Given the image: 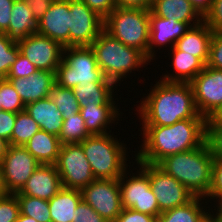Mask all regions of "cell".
I'll use <instances>...</instances> for the list:
<instances>
[{
    "label": "cell",
    "instance_id": "1",
    "mask_svg": "<svg viewBox=\"0 0 222 222\" xmlns=\"http://www.w3.org/2000/svg\"><path fill=\"white\" fill-rule=\"evenodd\" d=\"M207 119H185L170 126H142L143 143L132 158L135 162L157 165L167 156L202 146ZM140 148V149H139Z\"/></svg>",
    "mask_w": 222,
    "mask_h": 222
},
{
    "label": "cell",
    "instance_id": "2",
    "mask_svg": "<svg viewBox=\"0 0 222 222\" xmlns=\"http://www.w3.org/2000/svg\"><path fill=\"white\" fill-rule=\"evenodd\" d=\"M155 83L135 108L142 126H170L185 119H206L196 109L190 83L161 79Z\"/></svg>",
    "mask_w": 222,
    "mask_h": 222
},
{
    "label": "cell",
    "instance_id": "3",
    "mask_svg": "<svg viewBox=\"0 0 222 222\" xmlns=\"http://www.w3.org/2000/svg\"><path fill=\"white\" fill-rule=\"evenodd\" d=\"M213 160L205 142L198 148L167 156L157 166L183 184L193 196L205 198L212 183Z\"/></svg>",
    "mask_w": 222,
    "mask_h": 222
},
{
    "label": "cell",
    "instance_id": "4",
    "mask_svg": "<svg viewBox=\"0 0 222 222\" xmlns=\"http://www.w3.org/2000/svg\"><path fill=\"white\" fill-rule=\"evenodd\" d=\"M90 46L105 78L116 86H120V82L124 81L121 79L127 78L132 71H139V68H145L151 62L141 51L124 45L105 30Z\"/></svg>",
    "mask_w": 222,
    "mask_h": 222
},
{
    "label": "cell",
    "instance_id": "5",
    "mask_svg": "<svg viewBox=\"0 0 222 222\" xmlns=\"http://www.w3.org/2000/svg\"><path fill=\"white\" fill-rule=\"evenodd\" d=\"M80 144L95 179H118L128 169V166L130 169L128 147L124 141L120 142L113 133L90 135Z\"/></svg>",
    "mask_w": 222,
    "mask_h": 222
},
{
    "label": "cell",
    "instance_id": "6",
    "mask_svg": "<svg viewBox=\"0 0 222 222\" xmlns=\"http://www.w3.org/2000/svg\"><path fill=\"white\" fill-rule=\"evenodd\" d=\"M104 30L124 45L138 49L148 58L150 10L115 7L104 19Z\"/></svg>",
    "mask_w": 222,
    "mask_h": 222
},
{
    "label": "cell",
    "instance_id": "7",
    "mask_svg": "<svg viewBox=\"0 0 222 222\" xmlns=\"http://www.w3.org/2000/svg\"><path fill=\"white\" fill-rule=\"evenodd\" d=\"M56 83L73 89L79 83L112 82L105 78L98 67L91 46H70L63 48V59L55 73Z\"/></svg>",
    "mask_w": 222,
    "mask_h": 222
},
{
    "label": "cell",
    "instance_id": "8",
    "mask_svg": "<svg viewBox=\"0 0 222 222\" xmlns=\"http://www.w3.org/2000/svg\"><path fill=\"white\" fill-rule=\"evenodd\" d=\"M138 167L135 174L131 170L132 176L130 170L126 169L118 178L122 207L158 218L161 211L150 187L148 174L140 166Z\"/></svg>",
    "mask_w": 222,
    "mask_h": 222
},
{
    "label": "cell",
    "instance_id": "9",
    "mask_svg": "<svg viewBox=\"0 0 222 222\" xmlns=\"http://www.w3.org/2000/svg\"><path fill=\"white\" fill-rule=\"evenodd\" d=\"M55 167L64 188L81 191L95 180L80 143L62 144Z\"/></svg>",
    "mask_w": 222,
    "mask_h": 222
},
{
    "label": "cell",
    "instance_id": "10",
    "mask_svg": "<svg viewBox=\"0 0 222 222\" xmlns=\"http://www.w3.org/2000/svg\"><path fill=\"white\" fill-rule=\"evenodd\" d=\"M149 177L150 187L161 212L188 203L194 196L173 176L166 174L157 165L136 162Z\"/></svg>",
    "mask_w": 222,
    "mask_h": 222
},
{
    "label": "cell",
    "instance_id": "11",
    "mask_svg": "<svg viewBox=\"0 0 222 222\" xmlns=\"http://www.w3.org/2000/svg\"><path fill=\"white\" fill-rule=\"evenodd\" d=\"M190 84L198 113L213 118L222 108V70L205 66Z\"/></svg>",
    "mask_w": 222,
    "mask_h": 222
},
{
    "label": "cell",
    "instance_id": "12",
    "mask_svg": "<svg viewBox=\"0 0 222 222\" xmlns=\"http://www.w3.org/2000/svg\"><path fill=\"white\" fill-rule=\"evenodd\" d=\"M104 30V19L81 0H69V47L90 46Z\"/></svg>",
    "mask_w": 222,
    "mask_h": 222
},
{
    "label": "cell",
    "instance_id": "13",
    "mask_svg": "<svg viewBox=\"0 0 222 222\" xmlns=\"http://www.w3.org/2000/svg\"><path fill=\"white\" fill-rule=\"evenodd\" d=\"M82 200L108 222L123 210L118 179H95L81 190Z\"/></svg>",
    "mask_w": 222,
    "mask_h": 222
},
{
    "label": "cell",
    "instance_id": "14",
    "mask_svg": "<svg viewBox=\"0 0 222 222\" xmlns=\"http://www.w3.org/2000/svg\"><path fill=\"white\" fill-rule=\"evenodd\" d=\"M7 193L19 192L41 165L24 146L9 145L0 162Z\"/></svg>",
    "mask_w": 222,
    "mask_h": 222
},
{
    "label": "cell",
    "instance_id": "15",
    "mask_svg": "<svg viewBox=\"0 0 222 222\" xmlns=\"http://www.w3.org/2000/svg\"><path fill=\"white\" fill-rule=\"evenodd\" d=\"M20 53L38 69L56 72L63 59V46L49 37L32 34L17 43Z\"/></svg>",
    "mask_w": 222,
    "mask_h": 222
},
{
    "label": "cell",
    "instance_id": "16",
    "mask_svg": "<svg viewBox=\"0 0 222 222\" xmlns=\"http://www.w3.org/2000/svg\"><path fill=\"white\" fill-rule=\"evenodd\" d=\"M191 27L187 23L158 17L150 11V35L148 45V59H156V52L169 45V50ZM168 44V45H166ZM166 46V47H165ZM158 49L155 51V49ZM160 47V48H159Z\"/></svg>",
    "mask_w": 222,
    "mask_h": 222
},
{
    "label": "cell",
    "instance_id": "17",
    "mask_svg": "<svg viewBox=\"0 0 222 222\" xmlns=\"http://www.w3.org/2000/svg\"><path fill=\"white\" fill-rule=\"evenodd\" d=\"M37 34L69 47V0H54L39 20Z\"/></svg>",
    "mask_w": 222,
    "mask_h": 222
},
{
    "label": "cell",
    "instance_id": "18",
    "mask_svg": "<svg viewBox=\"0 0 222 222\" xmlns=\"http://www.w3.org/2000/svg\"><path fill=\"white\" fill-rule=\"evenodd\" d=\"M55 73L39 70L28 77L6 79L10 81L26 106L29 103L49 97L52 86L56 83Z\"/></svg>",
    "mask_w": 222,
    "mask_h": 222
},
{
    "label": "cell",
    "instance_id": "19",
    "mask_svg": "<svg viewBox=\"0 0 222 222\" xmlns=\"http://www.w3.org/2000/svg\"><path fill=\"white\" fill-rule=\"evenodd\" d=\"M62 188L60 175L55 165L41 164L31 175L24 187L15 194L50 200Z\"/></svg>",
    "mask_w": 222,
    "mask_h": 222
},
{
    "label": "cell",
    "instance_id": "20",
    "mask_svg": "<svg viewBox=\"0 0 222 222\" xmlns=\"http://www.w3.org/2000/svg\"><path fill=\"white\" fill-rule=\"evenodd\" d=\"M119 105H87L80 108V114L85 121V127L90 135H103L109 132L110 126L118 124L120 118ZM108 129V130H107ZM110 130V131H109Z\"/></svg>",
    "mask_w": 222,
    "mask_h": 222
},
{
    "label": "cell",
    "instance_id": "21",
    "mask_svg": "<svg viewBox=\"0 0 222 222\" xmlns=\"http://www.w3.org/2000/svg\"><path fill=\"white\" fill-rule=\"evenodd\" d=\"M172 52L168 55L171 56V68L173 72L162 75L161 80L168 82H188L190 83L204 68L205 64L192 54H188L184 51L178 50L173 46L170 50Z\"/></svg>",
    "mask_w": 222,
    "mask_h": 222
},
{
    "label": "cell",
    "instance_id": "22",
    "mask_svg": "<svg viewBox=\"0 0 222 222\" xmlns=\"http://www.w3.org/2000/svg\"><path fill=\"white\" fill-rule=\"evenodd\" d=\"M25 111L40 126L41 130L59 137L63 126V115L50 96L27 104Z\"/></svg>",
    "mask_w": 222,
    "mask_h": 222
},
{
    "label": "cell",
    "instance_id": "23",
    "mask_svg": "<svg viewBox=\"0 0 222 222\" xmlns=\"http://www.w3.org/2000/svg\"><path fill=\"white\" fill-rule=\"evenodd\" d=\"M212 36L213 30L202 21L200 24L191 27L177 40L175 47L180 51L198 57L206 65Z\"/></svg>",
    "mask_w": 222,
    "mask_h": 222
},
{
    "label": "cell",
    "instance_id": "24",
    "mask_svg": "<svg viewBox=\"0 0 222 222\" xmlns=\"http://www.w3.org/2000/svg\"><path fill=\"white\" fill-rule=\"evenodd\" d=\"M150 11L158 17L187 23L190 27L203 21L188 0H153Z\"/></svg>",
    "mask_w": 222,
    "mask_h": 222
},
{
    "label": "cell",
    "instance_id": "25",
    "mask_svg": "<svg viewBox=\"0 0 222 222\" xmlns=\"http://www.w3.org/2000/svg\"><path fill=\"white\" fill-rule=\"evenodd\" d=\"M38 22L35 20L27 0H15L12 6L10 24L5 33L8 38L18 43L27 36L37 33Z\"/></svg>",
    "mask_w": 222,
    "mask_h": 222
},
{
    "label": "cell",
    "instance_id": "26",
    "mask_svg": "<svg viewBox=\"0 0 222 222\" xmlns=\"http://www.w3.org/2000/svg\"><path fill=\"white\" fill-rule=\"evenodd\" d=\"M117 87L113 82L79 83L73 88V92L80 108H84L88 104L115 105L114 93L116 91L114 92V90L118 89Z\"/></svg>",
    "mask_w": 222,
    "mask_h": 222
},
{
    "label": "cell",
    "instance_id": "27",
    "mask_svg": "<svg viewBox=\"0 0 222 222\" xmlns=\"http://www.w3.org/2000/svg\"><path fill=\"white\" fill-rule=\"evenodd\" d=\"M61 145L59 137L39 130L24 147L40 164L55 165Z\"/></svg>",
    "mask_w": 222,
    "mask_h": 222
},
{
    "label": "cell",
    "instance_id": "28",
    "mask_svg": "<svg viewBox=\"0 0 222 222\" xmlns=\"http://www.w3.org/2000/svg\"><path fill=\"white\" fill-rule=\"evenodd\" d=\"M82 201L80 190L62 187L49 201L51 222H72L75 209Z\"/></svg>",
    "mask_w": 222,
    "mask_h": 222
},
{
    "label": "cell",
    "instance_id": "29",
    "mask_svg": "<svg viewBox=\"0 0 222 222\" xmlns=\"http://www.w3.org/2000/svg\"><path fill=\"white\" fill-rule=\"evenodd\" d=\"M204 199L194 196L184 205L161 212L157 222H202L211 213L210 210H214L207 206L209 203L204 204Z\"/></svg>",
    "mask_w": 222,
    "mask_h": 222
},
{
    "label": "cell",
    "instance_id": "30",
    "mask_svg": "<svg viewBox=\"0 0 222 222\" xmlns=\"http://www.w3.org/2000/svg\"><path fill=\"white\" fill-rule=\"evenodd\" d=\"M40 129V126L25 111L17 113L10 145L24 146Z\"/></svg>",
    "mask_w": 222,
    "mask_h": 222
},
{
    "label": "cell",
    "instance_id": "31",
    "mask_svg": "<svg viewBox=\"0 0 222 222\" xmlns=\"http://www.w3.org/2000/svg\"><path fill=\"white\" fill-rule=\"evenodd\" d=\"M88 136L90 134L85 127V121L80 112H77L76 115L68 116L67 119H63V126L59 134L61 144L81 143Z\"/></svg>",
    "mask_w": 222,
    "mask_h": 222
},
{
    "label": "cell",
    "instance_id": "32",
    "mask_svg": "<svg viewBox=\"0 0 222 222\" xmlns=\"http://www.w3.org/2000/svg\"><path fill=\"white\" fill-rule=\"evenodd\" d=\"M22 215L34 218L37 222H51L48 200L16 194Z\"/></svg>",
    "mask_w": 222,
    "mask_h": 222
},
{
    "label": "cell",
    "instance_id": "33",
    "mask_svg": "<svg viewBox=\"0 0 222 222\" xmlns=\"http://www.w3.org/2000/svg\"><path fill=\"white\" fill-rule=\"evenodd\" d=\"M49 96L62 113L63 119L80 112L79 102L74 95L73 89L61 87L55 83Z\"/></svg>",
    "mask_w": 222,
    "mask_h": 222
},
{
    "label": "cell",
    "instance_id": "34",
    "mask_svg": "<svg viewBox=\"0 0 222 222\" xmlns=\"http://www.w3.org/2000/svg\"><path fill=\"white\" fill-rule=\"evenodd\" d=\"M0 104L3 111L17 114L25 110V104L6 78H0Z\"/></svg>",
    "mask_w": 222,
    "mask_h": 222
},
{
    "label": "cell",
    "instance_id": "35",
    "mask_svg": "<svg viewBox=\"0 0 222 222\" xmlns=\"http://www.w3.org/2000/svg\"><path fill=\"white\" fill-rule=\"evenodd\" d=\"M20 50L6 34H0V78H6Z\"/></svg>",
    "mask_w": 222,
    "mask_h": 222
},
{
    "label": "cell",
    "instance_id": "36",
    "mask_svg": "<svg viewBox=\"0 0 222 222\" xmlns=\"http://www.w3.org/2000/svg\"><path fill=\"white\" fill-rule=\"evenodd\" d=\"M205 142L213 158H222V123L207 119Z\"/></svg>",
    "mask_w": 222,
    "mask_h": 222
},
{
    "label": "cell",
    "instance_id": "37",
    "mask_svg": "<svg viewBox=\"0 0 222 222\" xmlns=\"http://www.w3.org/2000/svg\"><path fill=\"white\" fill-rule=\"evenodd\" d=\"M205 198H206L205 203L209 201H213L216 203V204L213 203L214 204L213 207L215 211H216L215 209L216 207L219 208L222 205V158H214L213 160L212 183H211V187L208 192V195ZM214 199L216 200L214 201Z\"/></svg>",
    "mask_w": 222,
    "mask_h": 222
},
{
    "label": "cell",
    "instance_id": "38",
    "mask_svg": "<svg viewBox=\"0 0 222 222\" xmlns=\"http://www.w3.org/2000/svg\"><path fill=\"white\" fill-rule=\"evenodd\" d=\"M20 214V204L16 194L0 196V222H15Z\"/></svg>",
    "mask_w": 222,
    "mask_h": 222
},
{
    "label": "cell",
    "instance_id": "39",
    "mask_svg": "<svg viewBox=\"0 0 222 222\" xmlns=\"http://www.w3.org/2000/svg\"><path fill=\"white\" fill-rule=\"evenodd\" d=\"M206 66L222 70V31H213Z\"/></svg>",
    "mask_w": 222,
    "mask_h": 222
},
{
    "label": "cell",
    "instance_id": "40",
    "mask_svg": "<svg viewBox=\"0 0 222 222\" xmlns=\"http://www.w3.org/2000/svg\"><path fill=\"white\" fill-rule=\"evenodd\" d=\"M39 71L23 54L19 52L6 78H22Z\"/></svg>",
    "mask_w": 222,
    "mask_h": 222
},
{
    "label": "cell",
    "instance_id": "41",
    "mask_svg": "<svg viewBox=\"0 0 222 222\" xmlns=\"http://www.w3.org/2000/svg\"><path fill=\"white\" fill-rule=\"evenodd\" d=\"M72 222H108L98 212H96L89 204L83 200L75 209V215Z\"/></svg>",
    "mask_w": 222,
    "mask_h": 222
},
{
    "label": "cell",
    "instance_id": "42",
    "mask_svg": "<svg viewBox=\"0 0 222 222\" xmlns=\"http://www.w3.org/2000/svg\"><path fill=\"white\" fill-rule=\"evenodd\" d=\"M203 21L213 30L222 31V0H214Z\"/></svg>",
    "mask_w": 222,
    "mask_h": 222
},
{
    "label": "cell",
    "instance_id": "43",
    "mask_svg": "<svg viewBox=\"0 0 222 222\" xmlns=\"http://www.w3.org/2000/svg\"><path fill=\"white\" fill-rule=\"evenodd\" d=\"M16 113L0 111V137L7 140L10 145L13 128L16 121Z\"/></svg>",
    "mask_w": 222,
    "mask_h": 222
},
{
    "label": "cell",
    "instance_id": "44",
    "mask_svg": "<svg viewBox=\"0 0 222 222\" xmlns=\"http://www.w3.org/2000/svg\"><path fill=\"white\" fill-rule=\"evenodd\" d=\"M113 222H157V217L123 208Z\"/></svg>",
    "mask_w": 222,
    "mask_h": 222
},
{
    "label": "cell",
    "instance_id": "45",
    "mask_svg": "<svg viewBox=\"0 0 222 222\" xmlns=\"http://www.w3.org/2000/svg\"><path fill=\"white\" fill-rule=\"evenodd\" d=\"M92 11L96 12L100 17L105 19L114 9V0H81Z\"/></svg>",
    "mask_w": 222,
    "mask_h": 222
},
{
    "label": "cell",
    "instance_id": "46",
    "mask_svg": "<svg viewBox=\"0 0 222 222\" xmlns=\"http://www.w3.org/2000/svg\"><path fill=\"white\" fill-rule=\"evenodd\" d=\"M15 0H0V34L9 28L12 6Z\"/></svg>",
    "mask_w": 222,
    "mask_h": 222
},
{
    "label": "cell",
    "instance_id": "47",
    "mask_svg": "<svg viewBox=\"0 0 222 222\" xmlns=\"http://www.w3.org/2000/svg\"><path fill=\"white\" fill-rule=\"evenodd\" d=\"M53 1L54 0H27L30 10L37 22L41 20Z\"/></svg>",
    "mask_w": 222,
    "mask_h": 222
},
{
    "label": "cell",
    "instance_id": "48",
    "mask_svg": "<svg viewBox=\"0 0 222 222\" xmlns=\"http://www.w3.org/2000/svg\"><path fill=\"white\" fill-rule=\"evenodd\" d=\"M153 0H114L115 6L120 8H143L150 10Z\"/></svg>",
    "mask_w": 222,
    "mask_h": 222
},
{
    "label": "cell",
    "instance_id": "49",
    "mask_svg": "<svg viewBox=\"0 0 222 222\" xmlns=\"http://www.w3.org/2000/svg\"><path fill=\"white\" fill-rule=\"evenodd\" d=\"M198 14L204 19L210 12L214 0H188Z\"/></svg>",
    "mask_w": 222,
    "mask_h": 222
},
{
    "label": "cell",
    "instance_id": "50",
    "mask_svg": "<svg viewBox=\"0 0 222 222\" xmlns=\"http://www.w3.org/2000/svg\"><path fill=\"white\" fill-rule=\"evenodd\" d=\"M8 147H9V142L0 137V162L3 159L5 153L7 152Z\"/></svg>",
    "mask_w": 222,
    "mask_h": 222
},
{
    "label": "cell",
    "instance_id": "51",
    "mask_svg": "<svg viewBox=\"0 0 222 222\" xmlns=\"http://www.w3.org/2000/svg\"><path fill=\"white\" fill-rule=\"evenodd\" d=\"M5 194H7V192H6V188L4 186L2 168H1V164H0V196H3Z\"/></svg>",
    "mask_w": 222,
    "mask_h": 222
},
{
    "label": "cell",
    "instance_id": "52",
    "mask_svg": "<svg viewBox=\"0 0 222 222\" xmlns=\"http://www.w3.org/2000/svg\"><path fill=\"white\" fill-rule=\"evenodd\" d=\"M15 222H37L34 218L19 214L17 220Z\"/></svg>",
    "mask_w": 222,
    "mask_h": 222
},
{
    "label": "cell",
    "instance_id": "53",
    "mask_svg": "<svg viewBox=\"0 0 222 222\" xmlns=\"http://www.w3.org/2000/svg\"><path fill=\"white\" fill-rule=\"evenodd\" d=\"M202 222H218V219L210 213Z\"/></svg>",
    "mask_w": 222,
    "mask_h": 222
},
{
    "label": "cell",
    "instance_id": "54",
    "mask_svg": "<svg viewBox=\"0 0 222 222\" xmlns=\"http://www.w3.org/2000/svg\"><path fill=\"white\" fill-rule=\"evenodd\" d=\"M215 209H217L216 213L211 210L212 214L218 219V222H222V211L219 208Z\"/></svg>",
    "mask_w": 222,
    "mask_h": 222
},
{
    "label": "cell",
    "instance_id": "55",
    "mask_svg": "<svg viewBox=\"0 0 222 222\" xmlns=\"http://www.w3.org/2000/svg\"><path fill=\"white\" fill-rule=\"evenodd\" d=\"M213 119L218 122L222 123V108L219 110V112L213 117Z\"/></svg>",
    "mask_w": 222,
    "mask_h": 222
}]
</instances>
